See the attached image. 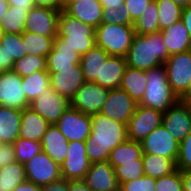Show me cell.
Instances as JSON below:
<instances>
[{"label":"cell","instance_id":"16","mask_svg":"<svg viewBox=\"0 0 191 191\" xmlns=\"http://www.w3.org/2000/svg\"><path fill=\"white\" fill-rule=\"evenodd\" d=\"M60 11L47 7H33L27 14L25 32L46 37L58 35V19Z\"/></svg>","mask_w":191,"mask_h":191},{"label":"cell","instance_id":"28","mask_svg":"<svg viewBox=\"0 0 191 191\" xmlns=\"http://www.w3.org/2000/svg\"><path fill=\"white\" fill-rule=\"evenodd\" d=\"M146 81V71L127 66L121 79L120 88L139 103L146 89Z\"/></svg>","mask_w":191,"mask_h":191},{"label":"cell","instance_id":"37","mask_svg":"<svg viewBox=\"0 0 191 191\" xmlns=\"http://www.w3.org/2000/svg\"><path fill=\"white\" fill-rule=\"evenodd\" d=\"M12 71L21 77H26L37 71H47L46 57L39 55H25L14 62Z\"/></svg>","mask_w":191,"mask_h":191},{"label":"cell","instance_id":"40","mask_svg":"<svg viewBox=\"0 0 191 191\" xmlns=\"http://www.w3.org/2000/svg\"><path fill=\"white\" fill-rule=\"evenodd\" d=\"M0 44L8 53L9 58H13L14 61L26 55L25 47L22 42V34L4 33Z\"/></svg>","mask_w":191,"mask_h":191},{"label":"cell","instance_id":"12","mask_svg":"<svg viewBox=\"0 0 191 191\" xmlns=\"http://www.w3.org/2000/svg\"><path fill=\"white\" fill-rule=\"evenodd\" d=\"M70 106V101L51 87L32 100L29 107L41 115L50 125L56 124L60 116Z\"/></svg>","mask_w":191,"mask_h":191},{"label":"cell","instance_id":"26","mask_svg":"<svg viewBox=\"0 0 191 191\" xmlns=\"http://www.w3.org/2000/svg\"><path fill=\"white\" fill-rule=\"evenodd\" d=\"M21 110L0 105V145L13 144L19 137Z\"/></svg>","mask_w":191,"mask_h":191},{"label":"cell","instance_id":"8","mask_svg":"<svg viewBox=\"0 0 191 191\" xmlns=\"http://www.w3.org/2000/svg\"><path fill=\"white\" fill-rule=\"evenodd\" d=\"M163 113L137 104L134 114L128 121V139L143 141L156 127L162 124Z\"/></svg>","mask_w":191,"mask_h":191},{"label":"cell","instance_id":"22","mask_svg":"<svg viewBox=\"0 0 191 191\" xmlns=\"http://www.w3.org/2000/svg\"><path fill=\"white\" fill-rule=\"evenodd\" d=\"M68 144V140L56 124L48 126L41 140L42 151L59 165L66 159Z\"/></svg>","mask_w":191,"mask_h":191},{"label":"cell","instance_id":"11","mask_svg":"<svg viewBox=\"0 0 191 191\" xmlns=\"http://www.w3.org/2000/svg\"><path fill=\"white\" fill-rule=\"evenodd\" d=\"M143 153L161 155L175 163L179 154V142L161 124L141 141Z\"/></svg>","mask_w":191,"mask_h":191},{"label":"cell","instance_id":"51","mask_svg":"<svg viewBox=\"0 0 191 191\" xmlns=\"http://www.w3.org/2000/svg\"><path fill=\"white\" fill-rule=\"evenodd\" d=\"M69 191H92L83 179L69 180Z\"/></svg>","mask_w":191,"mask_h":191},{"label":"cell","instance_id":"4","mask_svg":"<svg viewBox=\"0 0 191 191\" xmlns=\"http://www.w3.org/2000/svg\"><path fill=\"white\" fill-rule=\"evenodd\" d=\"M58 36L80 56L96 45L95 28L68 15L64 10L58 19Z\"/></svg>","mask_w":191,"mask_h":191},{"label":"cell","instance_id":"30","mask_svg":"<svg viewBox=\"0 0 191 191\" xmlns=\"http://www.w3.org/2000/svg\"><path fill=\"white\" fill-rule=\"evenodd\" d=\"M143 149L141 142L127 139L111 150L108 162L113 168L120 165V162L142 159Z\"/></svg>","mask_w":191,"mask_h":191},{"label":"cell","instance_id":"14","mask_svg":"<svg viewBox=\"0 0 191 191\" xmlns=\"http://www.w3.org/2000/svg\"><path fill=\"white\" fill-rule=\"evenodd\" d=\"M137 104L125 90L114 88L109 90L108 97L100 113L111 120L127 125L135 112Z\"/></svg>","mask_w":191,"mask_h":191},{"label":"cell","instance_id":"7","mask_svg":"<svg viewBox=\"0 0 191 191\" xmlns=\"http://www.w3.org/2000/svg\"><path fill=\"white\" fill-rule=\"evenodd\" d=\"M24 169L27 180L40 187L62 179L60 165L43 151L26 162Z\"/></svg>","mask_w":191,"mask_h":191},{"label":"cell","instance_id":"34","mask_svg":"<svg viewBox=\"0 0 191 191\" xmlns=\"http://www.w3.org/2000/svg\"><path fill=\"white\" fill-rule=\"evenodd\" d=\"M158 6L156 0L147 5L144 13L133 23L135 33L140 35L158 33Z\"/></svg>","mask_w":191,"mask_h":191},{"label":"cell","instance_id":"59","mask_svg":"<svg viewBox=\"0 0 191 191\" xmlns=\"http://www.w3.org/2000/svg\"><path fill=\"white\" fill-rule=\"evenodd\" d=\"M112 191H125V189L122 187V185H118Z\"/></svg>","mask_w":191,"mask_h":191},{"label":"cell","instance_id":"38","mask_svg":"<svg viewBox=\"0 0 191 191\" xmlns=\"http://www.w3.org/2000/svg\"><path fill=\"white\" fill-rule=\"evenodd\" d=\"M118 185L137 179L144 175L142 159L120 162L119 166L114 168Z\"/></svg>","mask_w":191,"mask_h":191},{"label":"cell","instance_id":"61","mask_svg":"<svg viewBox=\"0 0 191 191\" xmlns=\"http://www.w3.org/2000/svg\"><path fill=\"white\" fill-rule=\"evenodd\" d=\"M189 108H190V111H191V99L187 102Z\"/></svg>","mask_w":191,"mask_h":191},{"label":"cell","instance_id":"36","mask_svg":"<svg viewBox=\"0 0 191 191\" xmlns=\"http://www.w3.org/2000/svg\"><path fill=\"white\" fill-rule=\"evenodd\" d=\"M158 6V24L162 31L181 20L183 8L172 0H156Z\"/></svg>","mask_w":191,"mask_h":191},{"label":"cell","instance_id":"1","mask_svg":"<svg viewBox=\"0 0 191 191\" xmlns=\"http://www.w3.org/2000/svg\"><path fill=\"white\" fill-rule=\"evenodd\" d=\"M127 139L126 124L111 120L102 113L91 115V133L85 140L89 161H108L111 150Z\"/></svg>","mask_w":191,"mask_h":191},{"label":"cell","instance_id":"21","mask_svg":"<svg viewBox=\"0 0 191 191\" xmlns=\"http://www.w3.org/2000/svg\"><path fill=\"white\" fill-rule=\"evenodd\" d=\"M80 59L81 56L57 35L52 51L46 57L47 72L57 73V69H73L76 64L80 63Z\"/></svg>","mask_w":191,"mask_h":191},{"label":"cell","instance_id":"23","mask_svg":"<svg viewBox=\"0 0 191 191\" xmlns=\"http://www.w3.org/2000/svg\"><path fill=\"white\" fill-rule=\"evenodd\" d=\"M160 32L169 56L191 50V37L181 20Z\"/></svg>","mask_w":191,"mask_h":191},{"label":"cell","instance_id":"5","mask_svg":"<svg viewBox=\"0 0 191 191\" xmlns=\"http://www.w3.org/2000/svg\"><path fill=\"white\" fill-rule=\"evenodd\" d=\"M134 35L133 25L100 24L95 28L96 45L110 56L125 57Z\"/></svg>","mask_w":191,"mask_h":191},{"label":"cell","instance_id":"33","mask_svg":"<svg viewBox=\"0 0 191 191\" xmlns=\"http://www.w3.org/2000/svg\"><path fill=\"white\" fill-rule=\"evenodd\" d=\"M22 85L27 100L31 102L41 95L44 90L51 87L49 73L47 71H37L29 76L22 77Z\"/></svg>","mask_w":191,"mask_h":191},{"label":"cell","instance_id":"52","mask_svg":"<svg viewBox=\"0 0 191 191\" xmlns=\"http://www.w3.org/2000/svg\"><path fill=\"white\" fill-rule=\"evenodd\" d=\"M181 21L183 22L191 37V5L183 8Z\"/></svg>","mask_w":191,"mask_h":191},{"label":"cell","instance_id":"41","mask_svg":"<svg viewBox=\"0 0 191 191\" xmlns=\"http://www.w3.org/2000/svg\"><path fill=\"white\" fill-rule=\"evenodd\" d=\"M133 23L124 5L118 9L103 8L101 24L133 25Z\"/></svg>","mask_w":191,"mask_h":191},{"label":"cell","instance_id":"45","mask_svg":"<svg viewBox=\"0 0 191 191\" xmlns=\"http://www.w3.org/2000/svg\"><path fill=\"white\" fill-rule=\"evenodd\" d=\"M153 0H125L124 6L130 13V18L135 22L145 11L148 4Z\"/></svg>","mask_w":191,"mask_h":191},{"label":"cell","instance_id":"29","mask_svg":"<svg viewBox=\"0 0 191 191\" xmlns=\"http://www.w3.org/2000/svg\"><path fill=\"white\" fill-rule=\"evenodd\" d=\"M142 161L144 175L155 179L169 175L176 170V163L161 155L143 153Z\"/></svg>","mask_w":191,"mask_h":191},{"label":"cell","instance_id":"53","mask_svg":"<svg viewBox=\"0 0 191 191\" xmlns=\"http://www.w3.org/2000/svg\"><path fill=\"white\" fill-rule=\"evenodd\" d=\"M13 191H42V189L40 186L26 180L18 185Z\"/></svg>","mask_w":191,"mask_h":191},{"label":"cell","instance_id":"6","mask_svg":"<svg viewBox=\"0 0 191 191\" xmlns=\"http://www.w3.org/2000/svg\"><path fill=\"white\" fill-rule=\"evenodd\" d=\"M167 80L180 98L188 89L191 82V50L171 55L164 63Z\"/></svg>","mask_w":191,"mask_h":191},{"label":"cell","instance_id":"39","mask_svg":"<svg viewBox=\"0 0 191 191\" xmlns=\"http://www.w3.org/2000/svg\"><path fill=\"white\" fill-rule=\"evenodd\" d=\"M15 150V160L21 164H25L36 154L42 151L41 142L32 141L18 137L13 142Z\"/></svg>","mask_w":191,"mask_h":191},{"label":"cell","instance_id":"50","mask_svg":"<svg viewBox=\"0 0 191 191\" xmlns=\"http://www.w3.org/2000/svg\"><path fill=\"white\" fill-rule=\"evenodd\" d=\"M7 2L9 6L24 9L26 13H29L34 7L33 0H7Z\"/></svg>","mask_w":191,"mask_h":191},{"label":"cell","instance_id":"15","mask_svg":"<svg viewBox=\"0 0 191 191\" xmlns=\"http://www.w3.org/2000/svg\"><path fill=\"white\" fill-rule=\"evenodd\" d=\"M91 166L86 149L85 141H72L68 144L67 156L60 165L62 179L78 180L84 179Z\"/></svg>","mask_w":191,"mask_h":191},{"label":"cell","instance_id":"32","mask_svg":"<svg viewBox=\"0 0 191 191\" xmlns=\"http://www.w3.org/2000/svg\"><path fill=\"white\" fill-rule=\"evenodd\" d=\"M55 38L37 35L31 32L22 33V42L27 55L32 54L47 57L52 51Z\"/></svg>","mask_w":191,"mask_h":191},{"label":"cell","instance_id":"42","mask_svg":"<svg viewBox=\"0 0 191 191\" xmlns=\"http://www.w3.org/2000/svg\"><path fill=\"white\" fill-rule=\"evenodd\" d=\"M155 191H183L181 171L176 169L169 175L157 178Z\"/></svg>","mask_w":191,"mask_h":191},{"label":"cell","instance_id":"2","mask_svg":"<svg viewBox=\"0 0 191 191\" xmlns=\"http://www.w3.org/2000/svg\"><path fill=\"white\" fill-rule=\"evenodd\" d=\"M168 57L161 32H158L146 35L135 33L124 58L127 66L147 71L164 64Z\"/></svg>","mask_w":191,"mask_h":191},{"label":"cell","instance_id":"47","mask_svg":"<svg viewBox=\"0 0 191 191\" xmlns=\"http://www.w3.org/2000/svg\"><path fill=\"white\" fill-rule=\"evenodd\" d=\"M35 7H47L58 11L64 10L65 0H33Z\"/></svg>","mask_w":191,"mask_h":191},{"label":"cell","instance_id":"43","mask_svg":"<svg viewBox=\"0 0 191 191\" xmlns=\"http://www.w3.org/2000/svg\"><path fill=\"white\" fill-rule=\"evenodd\" d=\"M176 169L191 170V132L179 143V154Z\"/></svg>","mask_w":191,"mask_h":191},{"label":"cell","instance_id":"44","mask_svg":"<svg viewBox=\"0 0 191 191\" xmlns=\"http://www.w3.org/2000/svg\"><path fill=\"white\" fill-rule=\"evenodd\" d=\"M125 191H155L156 179L147 175L121 184Z\"/></svg>","mask_w":191,"mask_h":191},{"label":"cell","instance_id":"57","mask_svg":"<svg viewBox=\"0 0 191 191\" xmlns=\"http://www.w3.org/2000/svg\"><path fill=\"white\" fill-rule=\"evenodd\" d=\"M191 99V82L189 84V87L187 91L180 97V100L183 102H188Z\"/></svg>","mask_w":191,"mask_h":191},{"label":"cell","instance_id":"17","mask_svg":"<svg viewBox=\"0 0 191 191\" xmlns=\"http://www.w3.org/2000/svg\"><path fill=\"white\" fill-rule=\"evenodd\" d=\"M162 124L180 143L191 132V111L186 102L179 100L163 113Z\"/></svg>","mask_w":191,"mask_h":191},{"label":"cell","instance_id":"55","mask_svg":"<svg viewBox=\"0 0 191 191\" xmlns=\"http://www.w3.org/2000/svg\"><path fill=\"white\" fill-rule=\"evenodd\" d=\"M125 0H99L103 8L118 9L124 5Z\"/></svg>","mask_w":191,"mask_h":191},{"label":"cell","instance_id":"35","mask_svg":"<svg viewBox=\"0 0 191 191\" xmlns=\"http://www.w3.org/2000/svg\"><path fill=\"white\" fill-rule=\"evenodd\" d=\"M27 14L24 9L9 6L0 25L4 33L22 34L25 32Z\"/></svg>","mask_w":191,"mask_h":191},{"label":"cell","instance_id":"25","mask_svg":"<svg viewBox=\"0 0 191 191\" xmlns=\"http://www.w3.org/2000/svg\"><path fill=\"white\" fill-rule=\"evenodd\" d=\"M127 67L124 57L109 56L102 64L101 79L94 82L109 90L120 88L121 79Z\"/></svg>","mask_w":191,"mask_h":191},{"label":"cell","instance_id":"58","mask_svg":"<svg viewBox=\"0 0 191 191\" xmlns=\"http://www.w3.org/2000/svg\"><path fill=\"white\" fill-rule=\"evenodd\" d=\"M172 1L182 8L191 5V0H172Z\"/></svg>","mask_w":191,"mask_h":191},{"label":"cell","instance_id":"27","mask_svg":"<svg viewBox=\"0 0 191 191\" xmlns=\"http://www.w3.org/2000/svg\"><path fill=\"white\" fill-rule=\"evenodd\" d=\"M109 56L105 50L97 45L81 55L80 64L86 82L101 79L102 64L107 61Z\"/></svg>","mask_w":191,"mask_h":191},{"label":"cell","instance_id":"48","mask_svg":"<svg viewBox=\"0 0 191 191\" xmlns=\"http://www.w3.org/2000/svg\"><path fill=\"white\" fill-rule=\"evenodd\" d=\"M14 62L13 58H9L8 53L0 44V72L12 71Z\"/></svg>","mask_w":191,"mask_h":191},{"label":"cell","instance_id":"9","mask_svg":"<svg viewBox=\"0 0 191 191\" xmlns=\"http://www.w3.org/2000/svg\"><path fill=\"white\" fill-rule=\"evenodd\" d=\"M108 94L109 89L95 82H85L70 100V106L88 115L100 113Z\"/></svg>","mask_w":191,"mask_h":191},{"label":"cell","instance_id":"24","mask_svg":"<svg viewBox=\"0 0 191 191\" xmlns=\"http://www.w3.org/2000/svg\"><path fill=\"white\" fill-rule=\"evenodd\" d=\"M50 124L30 107L21 110L19 137L41 142Z\"/></svg>","mask_w":191,"mask_h":191},{"label":"cell","instance_id":"18","mask_svg":"<svg viewBox=\"0 0 191 191\" xmlns=\"http://www.w3.org/2000/svg\"><path fill=\"white\" fill-rule=\"evenodd\" d=\"M49 80L51 88L69 101L86 82L80 63L73 69H57V73H49Z\"/></svg>","mask_w":191,"mask_h":191},{"label":"cell","instance_id":"13","mask_svg":"<svg viewBox=\"0 0 191 191\" xmlns=\"http://www.w3.org/2000/svg\"><path fill=\"white\" fill-rule=\"evenodd\" d=\"M22 77L13 71L0 72V105L16 110L29 107Z\"/></svg>","mask_w":191,"mask_h":191},{"label":"cell","instance_id":"20","mask_svg":"<svg viewBox=\"0 0 191 191\" xmlns=\"http://www.w3.org/2000/svg\"><path fill=\"white\" fill-rule=\"evenodd\" d=\"M83 180L92 191H112L118 186L114 168L108 161L91 163Z\"/></svg>","mask_w":191,"mask_h":191},{"label":"cell","instance_id":"49","mask_svg":"<svg viewBox=\"0 0 191 191\" xmlns=\"http://www.w3.org/2000/svg\"><path fill=\"white\" fill-rule=\"evenodd\" d=\"M42 191H69V181L61 179L41 187Z\"/></svg>","mask_w":191,"mask_h":191},{"label":"cell","instance_id":"56","mask_svg":"<svg viewBox=\"0 0 191 191\" xmlns=\"http://www.w3.org/2000/svg\"><path fill=\"white\" fill-rule=\"evenodd\" d=\"M8 8H9V4L7 0H0V21L3 19Z\"/></svg>","mask_w":191,"mask_h":191},{"label":"cell","instance_id":"10","mask_svg":"<svg viewBox=\"0 0 191 191\" xmlns=\"http://www.w3.org/2000/svg\"><path fill=\"white\" fill-rule=\"evenodd\" d=\"M56 125L68 142L85 141L91 133V115L69 106Z\"/></svg>","mask_w":191,"mask_h":191},{"label":"cell","instance_id":"60","mask_svg":"<svg viewBox=\"0 0 191 191\" xmlns=\"http://www.w3.org/2000/svg\"><path fill=\"white\" fill-rule=\"evenodd\" d=\"M3 36H4V31H3V29H2V27L0 25V41H1Z\"/></svg>","mask_w":191,"mask_h":191},{"label":"cell","instance_id":"54","mask_svg":"<svg viewBox=\"0 0 191 191\" xmlns=\"http://www.w3.org/2000/svg\"><path fill=\"white\" fill-rule=\"evenodd\" d=\"M183 191H191V170L181 171Z\"/></svg>","mask_w":191,"mask_h":191},{"label":"cell","instance_id":"31","mask_svg":"<svg viewBox=\"0 0 191 191\" xmlns=\"http://www.w3.org/2000/svg\"><path fill=\"white\" fill-rule=\"evenodd\" d=\"M26 180L24 164L15 161L0 167V191H13Z\"/></svg>","mask_w":191,"mask_h":191},{"label":"cell","instance_id":"19","mask_svg":"<svg viewBox=\"0 0 191 191\" xmlns=\"http://www.w3.org/2000/svg\"><path fill=\"white\" fill-rule=\"evenodd\" d=\"M64 11L94 28L101 24L103 16V7L99 0H65Z\"/></svg>","mask_w":191,"mask_h":191},{"label":"cell","instance_id":"46","mask_svg":"<svg viewBox=\"0 0 191 191\" xmlns=\"http://www.w3.org/2000/svg\"><path fill=\"white\" fill-rule=\"evenodd\" d=\"M15 150L13 144L0 145V167L15 162Z\"/></svg>","mask_w":191,"mask_h":191},{"label":"cell","instance_id":"3","mask_svg":"<svg viewBox=\"0 0 191 191\" xmlns=\"http://www.w3.org/2000/svg\"><path fill=\"white\" fill-rule=\"evenodd\" d=\"M146 78V89L139 105L164 113L180 100L167 80L164 64L147 70Z\"/></svg>","mask_w":191,"mask_h":191}]
</instances>
